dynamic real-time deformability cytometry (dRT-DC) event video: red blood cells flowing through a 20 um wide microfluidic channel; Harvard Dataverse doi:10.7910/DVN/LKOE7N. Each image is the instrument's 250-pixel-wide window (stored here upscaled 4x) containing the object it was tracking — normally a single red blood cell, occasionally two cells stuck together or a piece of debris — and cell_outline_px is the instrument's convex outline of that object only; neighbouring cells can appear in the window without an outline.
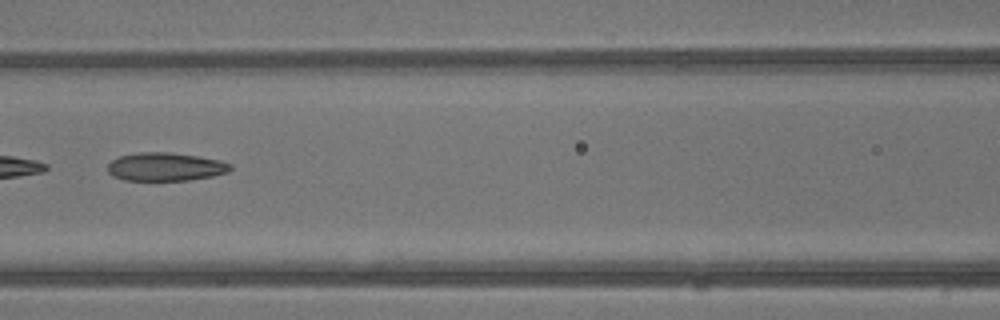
{"species": "common noctule bat (a hibernating species)", "species_latin": "Nyctalus noctula", "temperature_condition": "warm", "stored_images_in_passage": 34, "camera_frame_rate_fps": 3000, "um_per_image_px": 0.085, "animal": {"sex": "male", "body_mass_g": 13.3}, "frame": {"image": 1, "passage_image": 10, "time_ms": 3.0, "image_size_px": [1000, 320], "cell_outline_px": [[232, 168], [228, 172], [212, 176], [188, 180], [124, 180], [112, 176], [108, 172], [108, 164], [112, 160], [120, 156], [136, 152], [168, 152], [200, 156], [220, 160], [232, 164]], "centroid_in_image_um": [14.07, 14.17], "position_along_channel_um": 152.5, "area_um2": 20.35}, "authors_computed_cell_mechanics": {"area_um2": 21.1259, "velocity_mm_per_s": 4.9613, "shape_relaxation_time_tau1_ms": 7.4676, "shape_relaxation_time_tau2_ms": 2.8057, "deformation_change_tau1": 0.2564, "deformation_change_tau2": 0.1298}}